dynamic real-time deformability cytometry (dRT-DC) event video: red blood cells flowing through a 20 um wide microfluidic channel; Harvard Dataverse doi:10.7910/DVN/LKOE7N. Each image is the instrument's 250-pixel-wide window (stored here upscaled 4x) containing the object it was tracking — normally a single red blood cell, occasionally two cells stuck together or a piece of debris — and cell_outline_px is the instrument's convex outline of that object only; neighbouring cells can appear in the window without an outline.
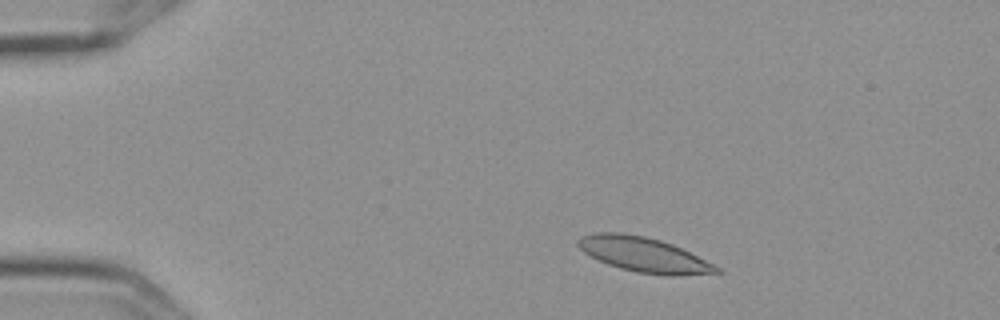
{"species": "Egyptian fruit bat (a non-hibernating species)", "species_latin": "Rousettus aegyptiacus", "temperature_condition": "cold", "stored_images_in_passage": 3, "camera_frame_rate_fps": 3000, "um_per_image_px": 0.085, "frame": {"image": 1, "passage_image": 1, "time_ms": 0.0, "image_size_px": [1000, 320], "cell_outline_px": [[724, 272], [676, 276], [672, 276], [636, 272], [620, 268], [608, 264], [584, 252], [576, 244], [576, 240], [580, 236], [596, 232], [620, 232], [644, 236], [660, 240], [672, 244], [720, 268]], "centroid_in_image_um": [54.69, 21.64], "position_along_channel_um": 30.3, "area_um2": 27.8}}